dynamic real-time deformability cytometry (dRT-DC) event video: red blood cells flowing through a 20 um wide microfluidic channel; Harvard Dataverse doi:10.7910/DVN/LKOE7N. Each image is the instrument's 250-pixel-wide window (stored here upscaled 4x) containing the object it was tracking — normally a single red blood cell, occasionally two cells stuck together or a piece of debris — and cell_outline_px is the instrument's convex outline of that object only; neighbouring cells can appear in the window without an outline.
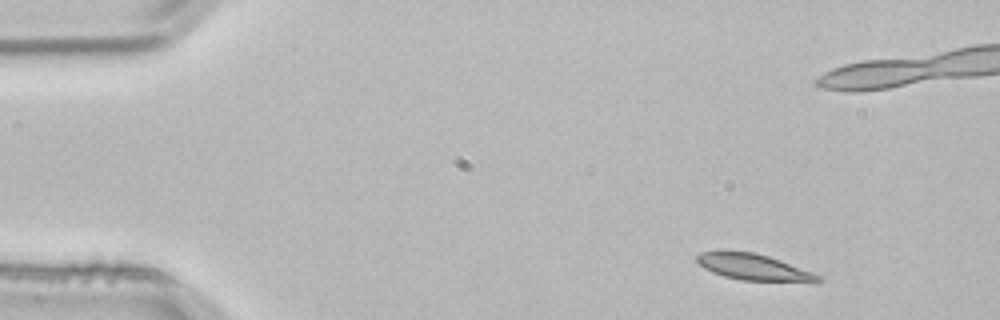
{"species": "common noctule bat (a hibernating species)", "species_latin": "Nyctalus noctula", "temperature_condition": "room temperature", "stored_images_in_passage": 6, "camera_frame_rate_fps": 3000, "um_per_image_px": 0.085, "animal": {"sex": "male", "body_mass_g": 21.5, "forearm_length_mm": 52.0}, "frame": {"image": 1, "passage_image": 1, "time_ms": 0.0, "image_size_px": [1000, 320], "cell_outline_px": [[824, 280], [740, 280], [724, 276], [712, 272], [704, 268], [696, 260], [696, 256], [700, 252], [720, 248], [724, 248], [752, 252], [768, 256], [780, 260], [812, 272], [820, 276]], "centroid_in_image_um": [63.86, 22.63], "position_along_channel_um": 21.1, "area_um2": 18.38}}